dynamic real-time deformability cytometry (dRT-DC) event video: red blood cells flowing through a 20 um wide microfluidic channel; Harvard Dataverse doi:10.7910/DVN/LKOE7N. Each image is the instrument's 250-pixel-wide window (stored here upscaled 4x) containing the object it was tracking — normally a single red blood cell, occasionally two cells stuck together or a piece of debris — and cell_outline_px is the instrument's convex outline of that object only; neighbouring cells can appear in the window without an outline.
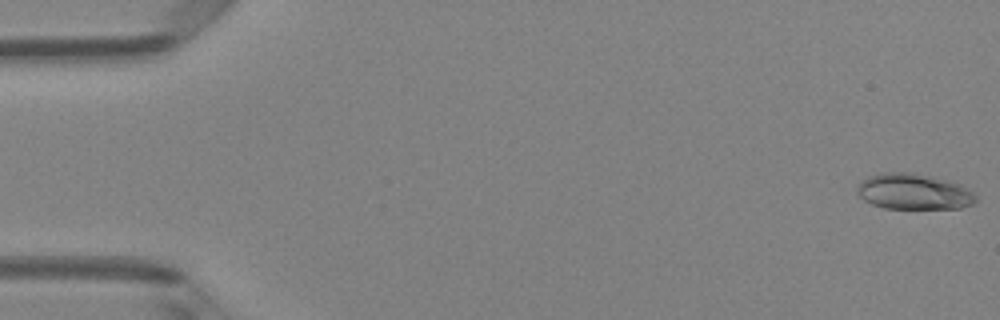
{"species": "Egyptian fruit bat (a non-hibernating species)", "species_latin": "Rousettus aegyptiacus", "temperature_condition": "room temperature", "stored_images_in_passage": 5, "camera_frame_rate_fps": 3000, "um_per_image_px": 0.085, "animal": {"sex": "female"}, "frame": {"image": 1, "passage_image": 1, "time_ms": 0.0, "image_size_px": [1000, 320], "cell_outline_px": [[976, 200], [972, 204], [960, 208], [884, 208], [872, 204], [864, 200], [856, 192], [856, 188], [868, 176], [880, 172], [912, 172], [932, 176], [960, 184], [968, 188], [976, 196]], "centroid_in_image_um": [77.65, 16.28], "position_along_channel_um": 7.3, "area_um2": 24.74}}
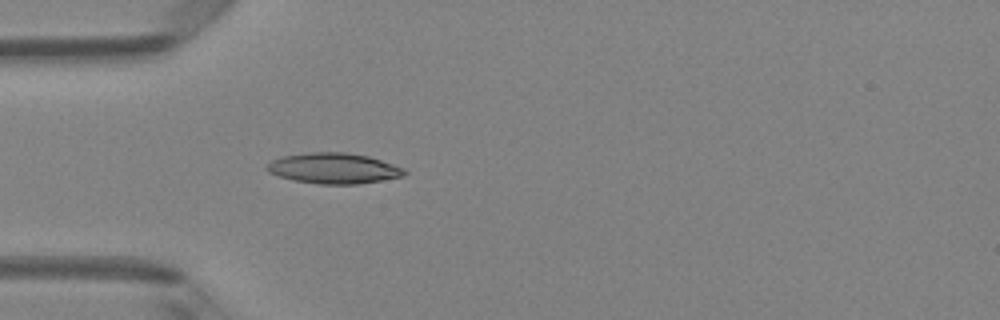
{"frame": {"image": 2, "passage_image": 5, "time_ms": 1.333, "image_size_px": [1000, 320], "cell_outline_px": [[408, 172], [404, 176], [360, 184], [320, 184], [292, 180], [268, 172], [264, 168], [272, 160], [284, 156], [312, 152], [344, 152], [368, 156], [404, 168]], "centroid_in_image_um": [28.37, 14.31], "position_along_channel_um": 56.6, "area_um2": 24.45}}